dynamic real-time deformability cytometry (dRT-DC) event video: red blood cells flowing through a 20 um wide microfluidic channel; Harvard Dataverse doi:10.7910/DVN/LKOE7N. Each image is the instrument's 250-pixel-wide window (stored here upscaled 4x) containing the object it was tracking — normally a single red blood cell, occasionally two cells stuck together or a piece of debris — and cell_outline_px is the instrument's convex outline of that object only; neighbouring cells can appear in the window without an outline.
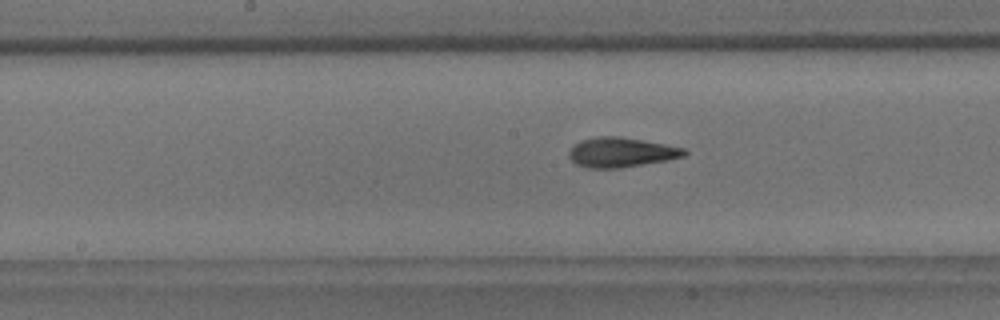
{"species": "common noctule bat (a hibernating species)", "species_latin": "Nyctalus noctula", "temperature_condition": "room temperature", "stored_images_in_passage": 41, "camera_frame_rate_fps": 3000, "um_per_image_px": 0.085, "animal": {"sex": "male", "body_mass_g": 18.8}, "frame": {"image": 1, "passage_image": 15, "time_ms": 4.667, "image_size_px": [1000, 320], "cell_outline_px": [[688, 152], [684, 156], [668, 160], [616, 168], [588, 168], [576, 164], [568, 156], [568, 152], [580, 140], [600, 136], [620, 136], [664, 144], [684, 148]], "centroid_in_image_um": [52.79, 12.94], "position_along_channel_um": 195.4, "area_um2": 19.77}}
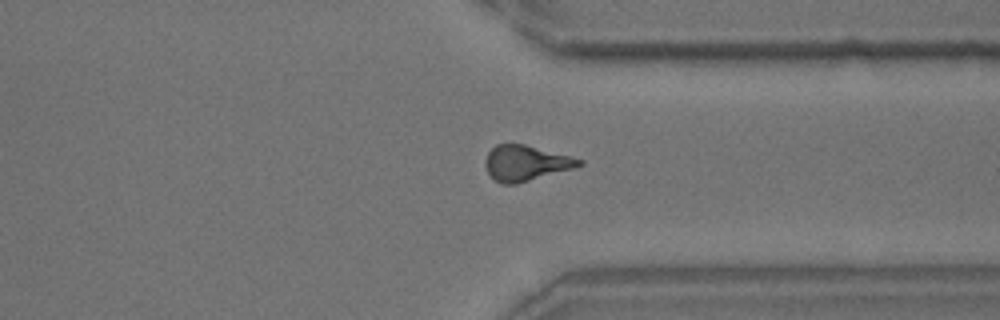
{"frame": {"image": 2, "passage_image": 29, "time_ms": 9.333, "image_size_px": [1000, 320], "cell_outline_px": [[584, 164], [572, 168], [516, 184], [504, 184], [496, 180], [488, 172], [484, 164], [484, 160], [488, 152], [496, 144], [524, 144], [584, 160]], "centroid_in_image_um": [44.66, 13.85], "position_along_channel_um": 366.7, "area_um2": 19.02}}
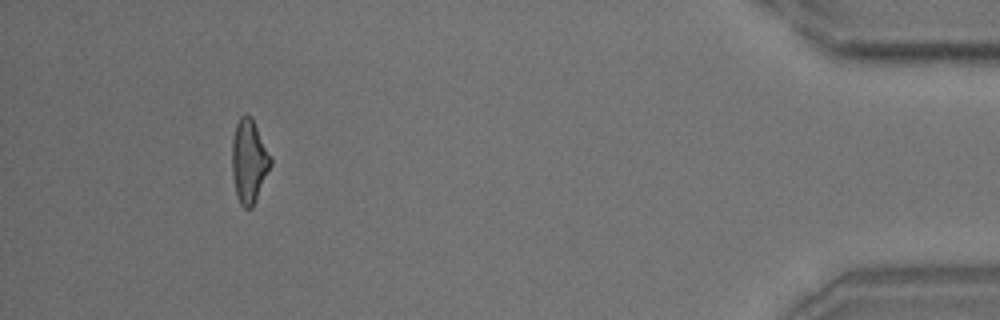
{"frame": {"image": 3, "passage_image": 38, "time_ms": 12.333, "image_size_px": [1000, 320], "cell_outline_px": [[272, 164], [252, 208], [244, 208], [240, 204], [236, 192], [232, 176], [232, 140], [236, 124], [240, 116], [252, 116], [272, 156]], "centroid_in_image_um": [21.18, 13.68], "position_along_channel_um": 414.0, "area_um2": 18.9}}